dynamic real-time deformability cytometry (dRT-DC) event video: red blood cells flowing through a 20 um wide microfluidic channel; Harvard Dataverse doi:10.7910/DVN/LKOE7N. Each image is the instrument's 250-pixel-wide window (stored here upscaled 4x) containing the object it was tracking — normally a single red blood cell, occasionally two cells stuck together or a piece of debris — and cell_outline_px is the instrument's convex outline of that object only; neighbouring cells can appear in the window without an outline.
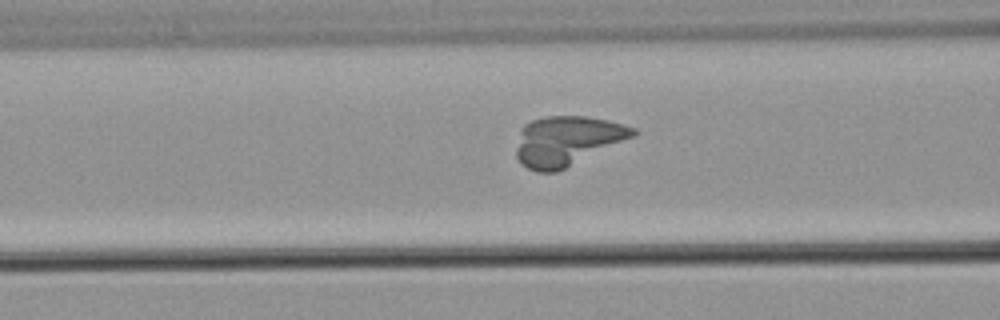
{"species": "common noctule bat (a hibernating species)", "species_latin": "Nyctalus noctula", "temperature_condition": "warm", "stored_images_in_passage": 59, "segment_of_instrument_passage": [2, 2], "camera_frame_rate_fps": 3000, "um_per_image_px": 0.085, "animal": {"sex": "male", "body_mass_g": 21.5, "forearm_length_mm": 52.0}, "frame": {"image": 1, "passage_image": 25, "time_ms": 8.0, "image_size_px": [1000, 320], "cell_outline_px": [[640, 132], [636, 136], [556, 172], [536, 172], [520, 164], [516, 156], [516, 148], [520, 128], [524, 124], [532, 120], [544, 116], [584, 116], [608, 120], [624, 124], [636, 128]], "centroid_in_image_um": [48.2, 11.96], "position_along_channel_um": 118.4, "area_um2": 34.1}}
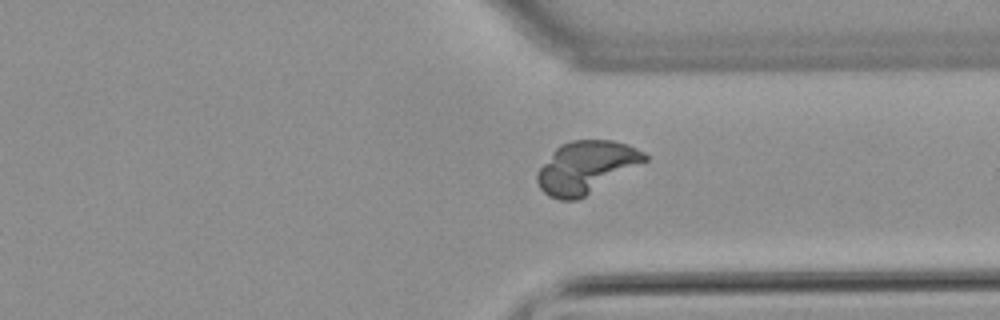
{"frame": {"image": 2, "passage_image": 45, "time_ms": 14.667, "image_size_px": [1000, 320], "cell_outline_px": [[648, 160], [584, 196], [576, 200], [560, 200], [548, 196], [540, 188], [536, 180], [536, 172], [552, 152], [560, 144], [572, 140], [612, 140], [628, 144], [644, 152], [648, 156]], "centroid_in_image_um": [49.79, 14.2], "position_along_channel_um": 361.6, "area_um2": 32.43}}
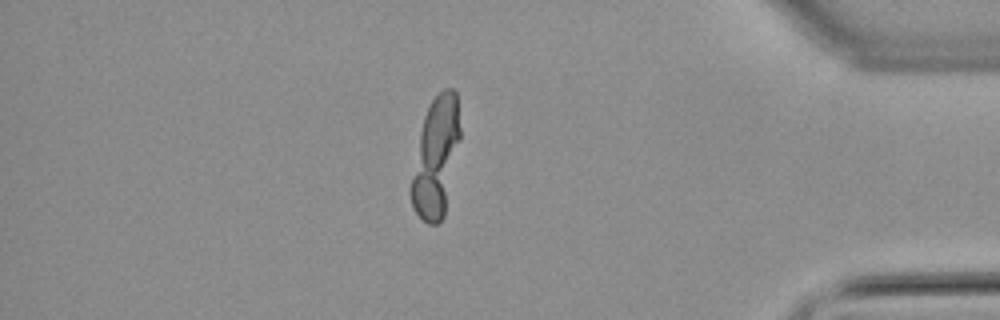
{"frame": {"image": 3, "passage_image": 51, "time_ms": 16.667, "image_size_px": [1000, 320], "cell_outline_px": [[460, 140], [444, 216], [436, 224], [428, 224], [416, 212], [412, 204], [408, 192], [420, 132], [424, 116], [432, 100], [444, 88], [452, 88], [456, 92], [460, 128]], "centroid_in_image_um": [37.04, 13.38], "position_along_channel_um": 398.2, "area_um2": 33.99}}